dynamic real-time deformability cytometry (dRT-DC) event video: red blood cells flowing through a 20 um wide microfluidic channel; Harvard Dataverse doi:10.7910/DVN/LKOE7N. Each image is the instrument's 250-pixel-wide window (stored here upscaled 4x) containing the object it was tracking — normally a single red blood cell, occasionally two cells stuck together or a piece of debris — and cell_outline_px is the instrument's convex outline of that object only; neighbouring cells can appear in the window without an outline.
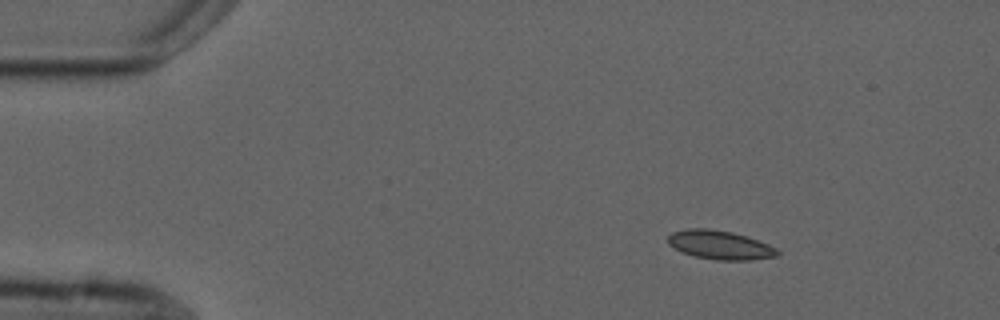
{"species": "common noctule bat (a hibernating species)", "species_latin": "Nyctalus noctula", "temperature_condition": "cold", "stored_images_in_passage": 5, "camera_frame_rate_fps": 3000, "um_per_image_px": 0.085, "animal": {"sex": "male", "forearm_length_mm": 52.5}, "frame": {"image": 1, "passage_image": 1, "time_ms": 0.0, "image_size_px": [1000, 320], "cell_outline_px": [[780, 252], [776, 256], [752, 260], [716, 260], [696, 256], [684, 252], [668, 244], [668, 236], [672, 232], [688, 228], [708, 228], [732, 232], [748, 236], [768, 244], [776, 248]], "centroid_in_image_um": [61.22, 20.81], "position_along_channel_um": 23.8, "area_um2": 18.32}}
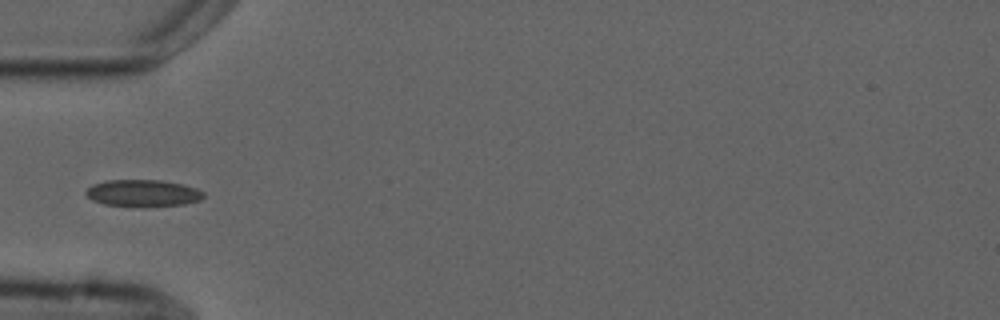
{"frame": {"image": 2, "passage_image": 4, "time_ms": 3.333, "image_size_px": [1000, 320], "cell_outline_px": [[204, 196], [200, 200], [184, 204], [144, 208], [104, 204], [92, 200], [84, 192], [92, 184], [104, 180], [160, 180], [184, 184], [196, 188], [204, 192]], "centroid_in_image_um": [12.15, 16.43], "position_along_channel_um": 72.9, "area_um2": 18.84}}
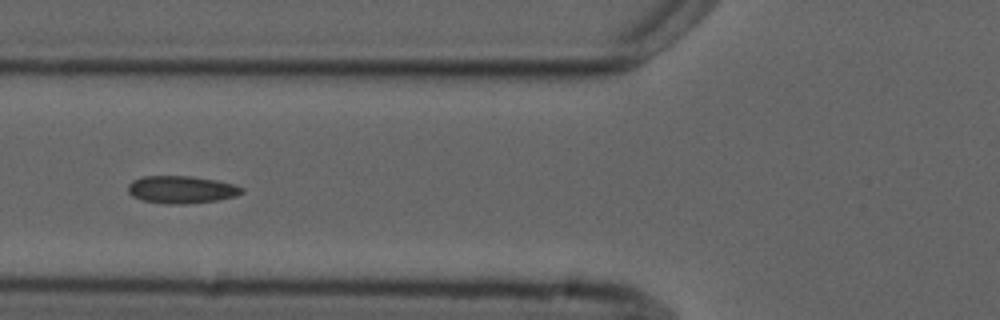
{"frame": {"image": 3, "passage_image": 5, "time_ms": 4.333, "image_size_px": [1000, 320], "cell_outline_px": [[244, 192], [236, 196], [216, 200], [184, 204], [168, 204], [144, 200], [132, 196], [128, 192], [128, 184], [132, 180], [144, 176], [192, 176], [216, 180], [232, 184], [244, 188]], "centroid_in_image_um": [15.42, 16.11], "position_along_channel_um": 110.4, "area_um2": 18.15}}